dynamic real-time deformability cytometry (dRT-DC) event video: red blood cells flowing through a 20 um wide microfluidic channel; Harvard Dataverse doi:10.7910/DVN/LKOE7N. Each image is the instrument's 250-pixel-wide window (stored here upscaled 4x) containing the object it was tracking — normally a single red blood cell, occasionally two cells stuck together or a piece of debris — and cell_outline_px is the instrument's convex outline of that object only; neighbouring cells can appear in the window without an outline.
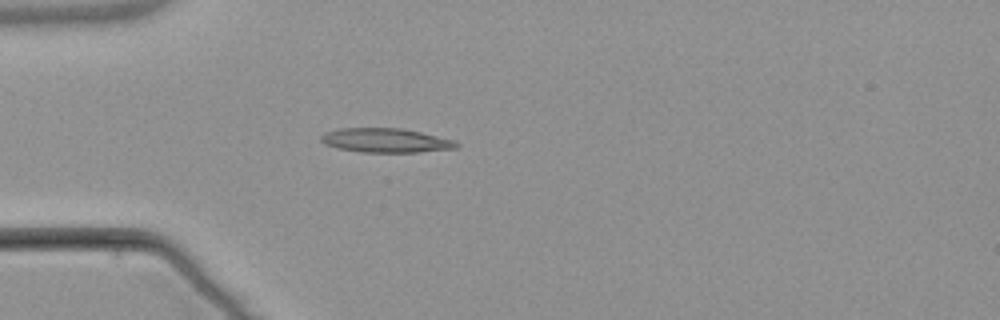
{"species": "common noctule bat (a hibernating species)", "species_latin": "Nyctalus noctula", "temperature_condition": "warm", "stored_images_in_passage": 4, "camera_frame_rate_fps": 3000, "um_per_image_px": 0.085, "animal": {"sex": "male", "body_mass_g": 21.5, "forearm_length_mm": 52.0}, "frame": {"image": 1, "passage_image": 4, "time_ms": 5.0, "image_size_px": [1000, 320], "cell_outline_px": [[460, 144], [456, 148], [420, 152], [360, 152], [336, 148], [324, 144], [320, 140], [320, 136], [324, 132], [340, 128], [400, 128], [420, 132], [456, 140]], "centroid_in_image_um": [32.76, 11.93], "position_along_channel_um": 52.2, "area_um2": 19.25}}